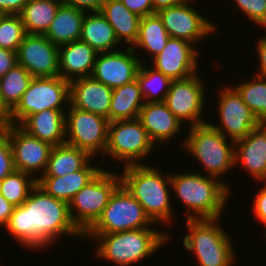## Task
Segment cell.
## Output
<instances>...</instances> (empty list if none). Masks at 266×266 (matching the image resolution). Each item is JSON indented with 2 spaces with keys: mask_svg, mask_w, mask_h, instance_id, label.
<instances>
[{
  "mask_svg": "<svg viewBox=\"0 0 266 266\" xmlns=\"http://www.w3.org/2000/svg\"><path fill=\"white\" fill-rule=\"evenodd\" d=\"M14 240L26 249L43 250L59 242L63 235L83 239L70 218L68 203L48 195L36 185L4 227Z\"/></svg>",
  "mask_w": 266,
  "mask_h": 266,
  "instance_id": "1",
  "label": "cell"
},
{
  "mask_svg": "<svg viewBox=\"0 0 266 266\" xmlns=\"http://www.w3.org/2000/svg\"><path fill=\"white\" fill-rule=\"evenodd\" d=\"M185 172L170 173L171 192L187 208L185 220L222 218L232 196L230 184L197 171Z\"/></svg>",
  "mask_w": 266,
  "mask_h": 266,
  "instance_id": "2",
  "label": "cell"
},
{
  "mask_svg": "<svg viewBox=\"0 0 266 266\" xmlns=\"http://www.w3.org/2000/svg\"><path fill=\"white\" fill-rule=\"evenodd\" d=\"M133 164L122 167L121 184L142 205L145 213L157 225L171 224L174 218L170 173L158 167ZM166 174V175H165Z\"/></svg>",
  "mask_w": 266,
  "mask_h": 266,
  "instance_id": "3",
  "label": "cell"
},
{
  "mask_svg": "<svg viewBox=\"0 0 266 266\" xmlns=\"http://www.w3.org/2000/svg\"><path fill=\"white\" fill-rule=\"evenodd\" d=\"M155 228H141L109 234H84L83 239L95 240V255L115 266H133L159 251L172 237Z\"/></svg>",
  "mask_w": 266,
  "mask_h": 266,
  "instance_id": "4",
  "label": "cell"
},
{
  "mask_svg": "<svg viewBox=\"0 0 266 266\" xmlns=\"http://www.w3.org/2000/svg\"><path fill=\"white\" fill-rule=\"evenodd\" d=\"M221 218L185 220L187 229L181 236L184 249L192 252L197 266H234L236 252L228 232L219 223Z\"/></svg>",
  "mask_w": 266,
  "mask_h": 266,
  "instance_id": "5",
  "label": "cell"
},
{
  "mask_svg": "<svg viewBox=\"0 0 266 266\" xmlns=\"http://www.w3.org/2000/svg\"><path fill=\"white\" fill-rule=\"evenodd\" d=\"M187 131L184 134L187 137L181 141L183 149L203 165L206 176L225 178L223 175L234 169L235 142L223 136L209 121L189 126Z\"/></svg>",
  "mask_w": 266,
  "mask_h": 266,
  "instance_id": "6",
  "label": "cell"
},
{
  "mask_svg": "<svg viewBox=\"0 0 266 266\" xmlns=\"http://www.w3.org/2000/svg\"><path fill=\"white\" fill-rule=\"evenodd\" d=\"M120 185V172L103 168L69 202L71 221L83 235L100 218L110 197Z\"/></svg>",
  "mask_w": 266,
  "mask_h": 266,
  "instance_id": "7",
  "label": "cell"
},
{
  "mask_svg": "<svg viewBox=\"0 0 266 266\" xmlns=\"http://www.w3.org/2000/svg\"><path fill=\"white\" fill-rule=\"evenodd\" d=\"M154 146L138 118L118 120L109 123L107 146L103 156L120 162L123 167L145 164V159L155 151Z\"/></svg>",
  "mask_w": 266,
  "mask_h": 266,
  "instance_id": "8",
  "label": "cell"
},
{
  "mask_svg": "<svg viewBox=\"0 0 266 266\" xmlns=\"http://www.w3.org/2000/svg\"><path fill=\"white\" fill-rule=\"evenodd\" d=\"M69 95V82L60 76L32 78L5 123L19 125L29 115L43 110H67L70 104Z\"/></svg>",
  "mask_w": 266,
  "mask_h": 266,
  "instance_id": "9",
  "label": "cell"
},
{
  "mask_svg": "<svg viewBox=\"0 0 266 266\" xmlns=\"http://www.w3.org/2000/svg\"><path fill=\"white\" fill-rule=\"evenodd\" d=\"M153 225L155 223L145 213L142 205L121 184L110 197L100 218L85 234L154 228Z\"/></svg>",
  "mask_w": 266,
  "mask_h": 266,
  "instance_id": "10",
  "label": "cell"
},
{
  "mask_svg": "<svg viewBox=\"0 0 266 266\" xmlns=\"http://www.w3.org/2000/svg\"><path fill=\"white\" fill-rule=\"evenodd\" d=\"M109 120L95 113L72 107L65 111V143L103 157L108 140Z\"/></svg>",
  "mask_w": 266,
  "mask_h": 266,
  "instance_id": "11",
  "label": "cell"
},
{
  "mask_svg": "<svg viewBox=\"0 0 266 266\" xmlns=\"http://www.w3.org/2000/svg\"><path fill=\"white\" fill-rule=\"evenodd\" d=\"M199 71L185 79L172 80L165 98L168 109L188 127L208 122L204 118L205 105L207 103V83L201 78Z\"/></svg>",
  "mask_w": 266,
  "mask_h": 266,
  "instance_id": "12",
  "label": "cell"
},
{
  "mask_svg": "<svg viewBox=\"0 0 266 266\" xmlns=\"http://www.w3.org/2000/svg\"><path fill=\"white\" fill-rule=\"evenodd\" d=\"M217 100L218 124L209 122L223 136L234 142L245 138L261 122L232 85L220 86Z\"/></svg>",
  "mask_w": 266,
  "mask_h": 266,
  "instance_id": "13",
  "label": "cell"
},
{
  "mask_svg": "<svg viewBox=\"0 0 266 266\" xmlns=\"http://www.w3.org/2000/svg\"><path fill=\"white\" fill-rule=\"evenodd\" d=\"M193 2L197 3V0L160 9L156 14L170 37L188 41L198 47V41L201 42L218 32V25L200 13L196 6H193Z\"/></svg>",
  "mask_w": 266,
  "mask_h": 266,
  "instance_id": "14",
  "label": "cell"
},
{
  "mask_svg": "<svg viewBox=\"0 0 266 266\" xmlns=\"http://www.w3.org/2000/svg\"><path fill=\"white\" fill-rule=\"evenodd\" d=\"M9 140L15 170L28 173L36 180L40 178L46 171L53 146L30 135L19 125L10 123Z\"/></svg>",
  "mask_w": 266,
  "mask_h": 266,
  "instance_id": "15",
  "label": "cell"
},
{
  "mask_svg": "<svg viewBox=\"0 0 266 266\" xmlns=\"http://www.w3.org/2000/svg\"><path fill=\"white\" fill-rule=\"evenodd\" d=\"M98 53L91 77L114 89L137 78L141 63H145L131 47Z\"/></svg>",
  "mask_w": 266,
  "mask_h": 266,
  "instance_id": "16",
  "label": "cell"
},
{
  "mask_svg": "<svg viewBox=\"0 0 266 266\" xmlns=\"http://www.w3.org/2000/svg\"><path fill=\"white\" fill-rule=\"evenodd\" d=\"M17 64L33 78L59 76V46L45 35L27 34L18 47Z\"/></svg>",
  "mask_w": 266,
  "mask_h": 266,
  "instance_id": "17",
  "label": "cell"
},
{
  "mask_svg": "<svg viewBox=\"0 0 266 266\" xmlns=\"http://www.w3.org/2000/svg\"><path fill=\"white\" fill-rule=\"evenodd\" d=\"M192 43L170 37L163 50L151 60V67L171 80L188 78L199 71L200 49Z\"/></svg>",
  "mask_w": 266,
  "mask_h": 266,
  "instance_id": "18",
  "label": "cell"
},
{
  "mask_svg": "<svg viewBox=\"0 0 266 266\" xmlns=\"http://www.w3.org/2000/svg\"><path fill=\"white\" fill-rule=\"evenodd\" d=\"M236 166L256 182L266 181V123L261 122L245 138L235 141Z\"/></svg>",
  "mask_w": 266,
  "mask_h": 266,
  "instance_id": "19",
  "label": "cell"
},
{
  "mask_svg": "<svg viewBox=\"0 0 266 266\" xmlns=\"http://www.w3.org/2000/svg\"><path fill=\"white\" fill-rule=\"evenodd\" d=\"M113 89L94 78L84 77L69 82L70 105L109 120Z\"/></svg>",
  "mask_w": 266,
  "mask_h": 266,
  "instance_id": "20",
  "label": "cell"
},
{
  "mask_svg": "<svg viewBox=\"0 0 266 266\" xmlns=\"http://www.w3.org/2000/svg\"><path fill=\"white\" fill-rule=\"evenodd\" d=\"M138 119L141 121L150 140L155 146L160 144L162 146V144L166 143L170 144V140L172 141L176 138L184 126L168 109L165 102L144 103Z\"/></svg>",
  "mask_w": 266,
  "mask_h": 266,
  "instance_id": "21",
  "label": "cell"
},
{
  "mask_svg": "<svg viewBox=\"0 0 266 266\" xmlns=\"http://www.w3.org/2000/svg\"><path fill=\"white\" fill-rule=\"evenodd\" d=\"M97 54L81 40L59 46V76L68 82L90 77Z\"/></svg>",
  "mask_w": 266,
  "mask_h": 266,
  "instance_id": "22",
  "label": "cell"
},
{
  "mask_svg": "<svg viewBox=\"0 0 266 266\" xmlns=\"http://www.w3.org/2000/svg\"><path fill=\"white\" fill-rule=\"evenodd\" d=\"M65 111L43 110L29 115L19 126L30 135L52 146L61 145L66 141Z\"/></svg>",
  "mask_w": 266,
  "mask_h": 266,
  "instance_id": "23",
  "label": "cell"
},
{
  "mask_svg": "<svg viewBox=\"0 0 266 266\" xmlns=\"http://www.w3.org/2000/svg\"><path fill=\"white\" fill-rule=\"evenodd\" d=\"M90 161L83 169L61 177H40L37 185L48 195L69 204L72 198L102 169ZM96 165V166H94Z\"/></svg>",
  "mask_w": 266,
  "mask_h": 266,
  "instance_id": "24",
  "label": "cell"
},
{
  "mask_svg": "<svg viewBox=\"0 0 266 266\" xmlns=\"http://www.w3.org/2000/svg\"><path fill=\"white\" fill-rule=\"evenodd\" d=\"M100 13L113 27L119 43L132 47L137 40L142 17L131 12L121 0H106Z\"/></svg>",
  "mask_w": 266,
  "mask_h": 266,
  "instance_id": "25",
  "label": "cell"
},
{
  "mask_svg": "<svg viewBox=\"0 0 266 266\" xmlns=\"http://www.w3.org/2000/svg\"><path fill=\"white\" fill-rule=\"evenodd\" d=\"M85 14L83 10L61 3L45 36L57 46L80 40Z\"/></svg>",
  "mask_w": 266,
  "mask_h": 266,
  "instance_id": "26",
  "label": "cell"
},
{
  "mask_svg": "<svg viewBox=\"0 0 266 266\" xmlns=\"http://www.w3.org/2000/svg\"><path fill=\"white\" fill-rule=\"evenodd\" d=\"M80 40L89 44L97 53L115 51L122 46L113 27L100 12H86Z\"/></svg>",
  "mask_w": 266,
  "mask_h": 266,
  "instance_id": "27",
  "label": "cell"
},
{
  "mask_svg": "<svg viewBox=\"0 0 266 266\" xmlns=\"http://www.w3.org/2000/svg\"><path fill=\"white\" fill-rule=\"evenodd\" d=\"M93 157L67 143L53 146L45 173L41 177H61L83 169Z\"/></svg>",
  "mask_w": 266,
  "mask_h": 266,
  "instance_id": "28",
  "label": "cell"
},
{
  "mask_svg": "<svg viewBox=\"0 0 266 266\" xmlns=\"http://www.w3.org/2000/svg\"><path fill=\"white\" fill-rule=\"evenodd\" d=\"M144 103L145 100L137 79L114 88L109 110V122L137 119Z\"/></svg>",
  "mask_w": 266,
  "mask_h": 266,
  "instance_id": "29",
  "label": "cell"
},
{
  "mask_svg": "<svg viewBox=\"0 0 266 266\" xmlns=\"http://www.w3.org/2000/svg\"><path fill=\"white\" fill-rule=\"evenodd\" d=\"M169 38L170 36L167 33L161 19L155 13L141 18L138 37L131 48L135 53H137V50L139 49V53H141V50L145 51V55H150L149 59L151 61V59L163 50Z\"/></svg>",
  "mask_w": 266,
  "mask_h": 266,
  "instance_id": "30",
  "label": "cell"
},
{
  "mask_svg": "<svg viewBox=\"0 0 266 266\" xmlns=\"http://www.w3.org/2000/svg\"><path fill=\"white\" fill-rule=\"evenodd\" d=\"M60 5V0H33L26 2L19 14L26 34L45 35Z\"/></svg>",
  "mask_w": 266,
  "mask_h": 266,
  "instance_id": "31",
  "label": "cell"
},
{
  "mask_svg": "<svg viewBox=\"0 0 266 266\" xmlns=\"http://www.w3.org/2000/svg\"><path fill=\"white\" fill-rule=\"evenodd\" d=\"M32 75L29 71L16 64L3 77H1V96L3 99V119L6 120L10 112L20 102L22 95L27 90Z\"/></svg>",
  "mask_w": 266,
  "mask_h": 266,
  "instance_id": "32",
  "label": "cell"
},
{
  "mask_svg": "<svg viewBox=\"0 0 266 266\" xmlns=\"http://www.w3.org/2000/svg\"><path fill=\"white\" fill-rule=\"evenodd\" d=\"M148 66L147 62L146 64L141 63L136 78L140 84L145 103L164 102L172 80L162 72L151 66L148 68Z\"/></svg>",
  "mask_w": 266,
  "mask_h": 266,
  "instance_id": "33",
  "label": "cell"
},
{
  "mask_svg": "<svg viewBox=\"0 0 266 266\" xmlns=\"http://www.w3.org/2000/svg\"><path fill=\"white\" fill-rule=\"evenodd\" d=\"M232 86L260 122L266 123V76L254 74L250 80Z\"/></svg>",
  "mask_w": 266,
  "mask_h": 266,
  "instance_id": "34",
  "label": "cell"
},
{
  "mask_svg": "<svg viewBox=\"0 0 266 266\" xmlns=\"http://www.w3.org/2000/svg\"><path fill=\"white\" fill-rule=\"evenodd\" d=\"M37 180L30 174L14 170L0 182V194L13 206L22 205Z\"/></svg>",
  "mask_w": 266,
  "mask_h": 266,
  "instance_id": "35",
  "label": "cell"
},
{
  "mask_svg": "<svg viewBox=\"0 0 266 266\" xmlns=\"http://www.w3.org/2000/svg\"><path fill=\"white\" fill-rule=\"evenodd\" d=\"M26 35L19 15L6 14L0 18V48L17 51Z\"/></svg>",
  "mask_w": 266,
  "mask_h": 266,
  "instance_id": "36",
  "label": "cell"
},
{
  "mask_svg": "<svg viewBox=\"0 0 266 266\" xmlns=\"http://www.w3.org/2000/svg\"><path fill=\"white\" fill-rule=\"evenodd\" d=\"M249 22L266 29V0H233Z\"/></svg>",
  "mask_w": 266,
  "mask_h": 266,
  "instance_id": "37",
  "label": "cell"
},
{
  "mask_svg": "<svg viewBox=\"0 0 266 266\" xmlns=\"http://www.w3.org/2000/svg\"><path fill=\"white\" fill-rule=\"evenodd\" d=\"M15 170L9 140V123L0 130V182Z\"/></svg>",
  "mask_w": 266,
  "mask_h": 266,
  "instance_id": "38",
  "label": "cell"
},
{
  "mask_svg": "<svg viewBox=\"0 0 266 266\" xmlns=\"http://www.w3.org/2000/svg\"><path fill=\"white\" fill-rule=\"evenodd\" d=\"M259 183H261V185L262 183L265 184L262 185L261 188H258V193L256 192L252 203L253 206L251 207L255 218L264 226V228H266V181L258 182V184ZM264 230L266 232V229Z\"/></svg>",
  "mask_w": 266,
  "mask_h": 266,
  "instance_id": "39",
  "label": "cell"
},
{
  "mask_svg": "<svg viewBox=\"0 0 266 266\" xmlns=\"http://www.w3.org/2000/svg\"><path fill=\"white\" fill-rule=\"evenodd\" d=\"M122 3L133 13L140 17L155 14L152 0H121Z\"/></svg>",
  "mask_w": 266,
  "mask_h": 266,
  "instance_id": "40",
  "label": "cell"
},
{
  "mask_svg": "<svg viewBox=\"0 0 266 266\" xmlns=\"http://www.w3.org/2000/svg\"><path fill=\"white\" fill-rule=\"evenodd\" d=\"M62 4L73 6L85 12H100L106 0H60Z\"/></svg>",
  "mask_w": 266,
  "mask_h": 266,
  "instance_id": "41",
  "label": "cell"
},
{
  "mask_svg": "<svg viewBox=\"0 0 266 266\" xmlns=\"http://www.w3.org/2000/svg\"><path fill=\"white\" fill-rule=\"evenodd\" d=\"M17 64V51L0 48V78Z\"/></svg>",
  "mask_w": 266,
  "mask_h": 266,
  "instance_id": "42",
  "label": "cell"
},
{
  "mask_svg": "<svg viewBox=\"0 0 266 266\" xmlns=\"http://www.w3.org/2000/svg\"><path fill=\"white\" fill-rule=\"evenodd\" d=\"M257 43H256V54L258 60V71L255 73L257 75L266 76V35L257 37Z\"/></svg>",
  "mask_w": 266,
  "mask_h": 266,
  "instance_id": "43",
  "label": "cell"
},
{
  "mask_svg": "<svg viewBox=\"0 0 266 266\" xmlns=\"http://www.w3.org/2000/svg\"><path fill=\"white\" fill-rule=\"evenodd\" d=\"M25 4L24 0H0V12L3 15H19Z\"/></svg>",
  "mask_w": 266,
  "mask_h": 266,
  "instance_id": "44",
  "label": "cell"
},
{
  "mask_svg": "<svg viewBox=\"0 0 266 266\" xmlns=\"http://www.w3.org/2000/svg\"><path fill=\"white\" fill-rule=\"evenodd\" d=\"M14 207L0 194V227H4L12 215Z\"/></svg>",
  "mask_w": 266,
  "mask_h": 266,
  "instance_id": "45",
  "label": "cell"
},
{
  "mask_svg": "<svg viewBox=\"0 0 266 266\" xmlns=\"http://www.w3.org/2000/svg\"><path fill=\"white\" fill-rule=\"evenodd\" d=\"M189 1L191 0H152V4L154 11L157 12L160 9L182 5Z\"/></svg>",
  "mask_w": 266,
  "mask_h": 266,
  "instance_id": "46",
  "label": "cell"
},
{
  "mask_svg": "<svg viewBox=\"0 0 266 266\" xmlns=\"http://www.w3.org/2000/svg\"><path fill=\"white\" fill-rule=\"evenodd\" d=\"M0 84H1V79H0ZM0 116L3 118V99L1 96V87H0Z\"/></svg>",
  "mask_w": 266,
  "mask_h": 266,
  "instance_id": "47",
  "label": "cell"
},
{
  "mask_svg": "<svg viewBox=\"0 0 266 266\" xmlns=\"http://www.w3.org/2000/svg\"><path fill=\"white\" fill-rule=\"evenodd\" d=\"M5 120L0 116V130L3 128Z\"/></svg>",
  "mask_w": 266,
  "mask_h": 266,
  "instance_id": "48",
  "label": "cell"
}]
</instances>
